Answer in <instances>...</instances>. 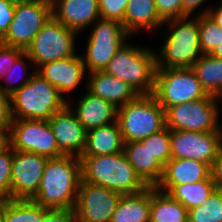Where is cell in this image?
<instances>
[{
  "label": "cell",
  "instance_id": "obj_7",
  "mask_svg": "<svg viewBox=\"0 0 222 222\" xmlns=\"http://www.w3.org/2000/svg\"><path fill=\"white\" fill-rule=\"evenodd\" d=\"M153 95L164 108L207 97L192 68L156 69Z\"/></svg>",
  "mask_w": 222,
  "mask_h": 222
},
{
  "label": "cell",
  "instance_id": "obj_3",
  "mask_svg": "<svg viewBox=\"0 0 222 222\" xmlns=\"http://www.w3.org/2000/svg\"><path fill=\"white\" fill-rule=\"evenodd\" d=\"M13 120H49L68 105L59 90L35 72L32 79L10 95Z\"/></svg>",
  "mask_w": 222,
  "mask_h": 222
},
{
  "label": "cell",
  "instance_id": "obj_40",
  "mask_svg": "<svg viewBox=\"0 0 222 222\" xmlns=\"http://www.w3.org/2000/svg\"><path fill=\"white\" fill-rule=\"evenodd\" d=\"M43 222H75V213L71 209H49L45 207Z\"/></svg>",
  "mask_w": 222,
  "mask_h": 222
},
{
  "label": "cell",
  "instance_id": "obj_8",
  "mask_svg": "<svg viewBox=\"0 0 222 222\" xmlns=\"http://www.w3.org/2000/svg\"><path fill=\"white\" fill-rule=\"evenodd\" d=\"M217 97L208 95L205 98L176 104L165 109V125L170 130L196 132H222L219 126V109Z\"/></svg>",
  "mask_w": 222,
  "mask_h": 222
},
{
  "label": "cell",
  "instance_id": "obj_35",
  "mask_svg": "<svg viewBox=\"0 0 222 222\" xmlns=\"http://www.w3.org/2000/svg\"><path fill=\"white\" fill-rule=\"evenodd\" d=\"M24 58V59H23ZM25 58L26 59H28L29 61H31V59H30V57H29V55H27L25 52L16 60V62L14 63V66H13V68L9 71V73H7V75L5 76V78L3 79V80H6V82H11V84L12 83H14L15 81H13V78H11L12 77V75H13V77H15L14 75H15V71L17 72L18 70H17V68L18 67H20L21 66V68L22 69H24V67L25 68H28L27 66H29V65H27L26 63H25ZM20 65V66H19ZM36 72V69H35V71L32 73V74H30L29 76H27L26 78H24V75L23 76H21V74L19 75V77H18V80H20V79H22V82L21 83H19L18 85H13V86H11L10 84L9 85H1L2 83H0V92H2V93H4V94H8L9 96L12 94V93H14L16 90H18L20 87H22L23 85H25V84H27L31 79H32V76H33V74ZM17 75V74H16ZM18 76V75H17ZM11 80H10V79ZM10 80V81H9Z\"/></svg>",
  "mask_w": 222,
  "mask_h": 222
},
{
  "label": "cell",
  "instance_id": "obj_38",
  "mask_svg": "<svg viewBox=\"0 0 222 222\" xmlns=\"http://www.w3.org/2000/svg\"><path fill=\"white\" fill-rule=\"evenodd\" d=\"M16 0H0V40L9 30L13 20Z\"/></svg>",
  "mask_w": 222,
  "mask_h": 222
},
{
  "label": "cell",
  "instance_id": "obj_22",
  "mask_svg": "<svg viewBox=\"0 0 222 222\" xmlns=\"http://www.w3.org/2000/svg\"><path fill=\"white\" fill-rule=\"evenodd\" d=\"M123 151L136 174L147 186L156 187L160 182L164 166L153 156L141 141L124 143Z\"/></svg>",
  "mask_w": 222,
  "mask_h": 222
},
{
  "label": "cell",
  "instance_id": "obj_27",
  "mask_svg": "<svg viewBox=\"0 0 222 222\" xmlns=\"http://www.w3.org/2000/svg\"><path fill=\"white\" fill-rule=\"evenodd\" d=\"M150 222H188V210L168 193L151 186Z\"/></svg>",
  "mask_w": 222,
  "mask_h": 222
},
{
  "label": "cell",
  "instance_id": "obj_44",
  "mask_svg": "<svg viewBox=\"0 0 222 222\" xmlns=\"http://www.w3.org/2000/svg\"><path fill=\"white\" fill-rule=\"evenodd\" d=\"M8 146V133L0 132V152Z\"/></svg>",
  "mask_w": 222,
  "mask_h": 222
},
{
  "label": "cell",
  "instance_id": "obj_21",
  "mask_svg": "<svg viewBox=\"0 0 222 222\" xmlns=\"http://www.w3.org/2000/svg\"><path fill=\"white\" fill-rule=\"evenodd\" d=\"M74 111L86 131L115 122L117 118L115 106L88 91L80 98Z\"/></svg>",
  "mask_w": 222,
  "mask_h": 222
},
{
  "label": "cell",
  "instance_id": "obj_31",
  "mask_svg": "<svg viewBox=\"0 0 222 222\" xmlns=\"http://www.w3.org/2000/svg\"><path fill=\"white\" fill-rule=\"evenodd\" d=\"M198 27L202 54H212L222 43V28L207 15L198 16Z\"/></svg>",
  "mask_w": 222,
  "mask_h": 222
},
{
  "label": "cell",
  "instance_id": "obj_12",
  "mask_svg": "<svg viewBox=\"0 0 222 222\" xmlns=\"http://www.w3.org/2000/svg\"><path fill=\"white\" fill-rule=\"evenodd\" d=\"M8 145L15 151L31 152L47 158L64 156L59 150L48 120H13Z\"/></svg>",
  "mask_w": 222,
  "mask_h": 222
},
{
  "label": "cell",
  "instance_id": "obj_23",
  "mask_svg": "<svg viewBox=\"0 0 222 222\" xmlns=\"http://www.w3.org/2000/svg\"><path fill=\"white\" fill-rule=\"evenodd\" d=\"M124 142L118 122L87 131L86 146L82 156H104L123 152Z\"/></svg>",
  "mask_w": 222,
  "mask_h": 222
},
{
  "label": "cell",
  "instance_id": "obj_18",
  "mask_svg": "<svg viewBox=\"0 0 222 222\" xmlns=\"http://www.w3.org/2000/svg\"><path fill=\"white\" fill-rule=\"evenodd\" d=\"M52 15L64 26L81 32L101 18L98 0H51Z\"/></svg>",
  "mask_w": 222,
  "mask_h": 222
},
{
  "label": "cell",
  "instance_id": "obj_28",
  "mask_svg": "<svg viewBox=\"0 0 222 222\" xmlns=\"http://www.w3.org/2000/svg\"><path fill=\"white\" fill-rule=\"evenodd\" d=\"M45 207L32 200L7 199L0 208L2 222H43Z\"/></svg>",
  "mask_w": 222,
  "mask_h": 222
},
{
  "label": "cell",
  "instance_id": "obj_1",
  "mask_svg": "<svg viewBox=\"0 0 222 222\" xmlns=\"http://www.w3.org/2000/svg\"><path fill=\"white\" fill-rule=\"evenodd\" d=\"M82 180L80 157L48 159L36 195L31 199L49 209L74 210Z\"/></svg>",
  "mask_w": 222,
  "mask_h": 222
},
{
  "label": "cell",
  "instance_id": "obj_26",
  "mask_svg": "<svg viewBox=\"0 0 222 222\" xmlns=\"http://www.w3.org/2000/svg\"><path fill=\"white\" fill-rule=\"evenodd\" d=\"M162 192L168 193L180 202L187 210L202 205L215 190L216 185L211 175L200 182L178 186H156Z\"/></svg>",
  "mask_w": 222,
  "mask_h": 222
},
{
  "label": "cell",
  "instance_id": "obj_29",
  "mask_svg": "<svg viewBox=\"0 0 222 222\" xmlns=\"http://www.w3.org/2000/svg\"><path fill=\"white\" fill-rule=\"evenodd\" d=\"M191 68L208 94L217 97L222 92V59L202 54Z\"/></svg>",
  "mask_w": 222,
  "mask_h": 222
},
{
  "label": "cell",
  "instance_id": "obj_2",
  "mask_svg": "<svg viewBox=\"0 0 222 222\" xmlns=\"http://www.w3.org/2000/svg\"><path fill=\"white\" fill-rule=\"evenodd\" d=\"M80 162L82 181L121 195L135 194L148 187L136 174L124 151L104 156H81Z\"/></svg>",
  "mask_w": 222,
  "mask_h": 222
},
{
  "label": "cell",
  "instance_id": "obj_42",
  "mask_svg": "<svg viewBox=\"0 0 222 222\" xmlns=\"http://www.w3.org/2000/svg\"><path fill=\"white\" fill-rule=\"evenodd\" d=\"M207 15L210 19H212L219 27L222 28V0L217 9L206 8L204 11L200 12L197 16Z\"/></svg>",
  "mask_w": 222,
  "mask_h": 222
},
{
  "label": "cell",
  "instance_id": "obj_17",
  "mask_svg": "<svg viewBox=\"0 0 222 222\" xmlns=\"http://www.w3.org/2000/svg\"><path fill=\"white\" fill-rule=\"evenodd\" d=\"M85 70L83 58L76 55L44 63L36 72L63 95L76 89L84 77Z\"/></svg>",
  "mask_w": 222,
  "mask_h": 222
},
{
  "label": "cell",
  "instance_id": "obj_43",
  "mask_svg": "<svg viewBox=\"0 0 222 222\" xmlns=\"http://www.w3.org/2000/svg\"><path fill=\"white\" fill-rule=\"evenodd\" d=\"M205 0H182V17L192 15V12L195 11Z\"/></svg>",
  "mask_w": 222,
  "mask_h": 222
},
{
  "label": "cell",
  "instance_id": "obj_19",
  "mask_svg": "<svg viewBox=\"0 0 222 222\" xmlns=\"http://www.w3.org/2000/svg\"><path fill=\"white\" fill-rule=\"evenodd\" d=\"M89 76L87 91L108 101L117 109L139 96L126 82L104 71H93Z\"/></svg>",
  "mask_w": 222,
  "mask_h": 222
},
{
  "label": "cell",
  "instance_id": "obj_41",
  "mask_svg": "<svg viewBox=\"0 0 222 222\" xmlns=\"http://www.w3.org/2000/svg\"><path fill=\"white\" fill-rule=\"evenodd\" d=\"M211 177L217 189H222V147L211 165Z\"/></svg>",
  "mask_w": 222,
  "mask_h": 222
},
{
  "label": "cell",
  "instance_id": "obj_46",
  "mask_svg": "<svg viewBox=\"0 0 222 222\" xmlns=\"http://www.w3.org/2000/svg\"><path fill=\"white\" fill-rule=\"evenodd\" d=\"M217 100L219 101V100H222V92L217 96ZM220 103H222V102H220Z\"/></svg>",
  "mask_w": 222,
  "mask_h": 222
},
{
  "label": "cell",
  "instance_id": "obj_14",
  "mask_svg": "<svg viewBox=\"0 0 222 222\" xmlns=\"http://www.w3.org/2000/svg\"><path fill=\"white\" fill-rule=\"evenodd\" d=\"M172 158L193 159L210 167L222 147V132L170 130Z\"/></svg>",
  "mask_w": 222,
  "mask_h": 222
},
{
  "label": "cell",
  "instance_id": "obj_9",
  "mask_svg": "<svg viewBox=\"0 0 222 222\" xmlns=\"http://www.w3.org/2000/svg\"><path fill=\"white\" fill-rule=\"evenodd\" d=\"M77 31L61 24L53 15L25 50L38 68L44 63L76 56L75 37Z\"/></svg>",
  "mask_w": 222,
  "mask_h": 222
},
{
  "label": "cell",
  "instance_id": "obj_16",
  "mask_svg": "<svg viewBox=\"0 0 222 222\" xmlns=\"http://www.w3.org/2000/svg\"><path fill=\"white\" fill-rule=\"evenodd\" d=\"M69 104L68 102L64 109L54 113L48 122L59 150L64 155L81 157L86 146L87 131Z\"/></svg>",
  "mask_w": 222,
  "mask_h": 222
},
{
  "label": "cell",
  "instance_id": "obj_36",
  "mask_svg": "<svg viewBox=\"0 0 222 222\" xmlns=\"http://www.w3.org/2000/svg\"><path fill=\"white\" fill-rule=\"evenodd\" d=\"M25 50L5 45L0 42V78L4 79L7 73L13 68L16 60Z\"/></svg>",
  "mask_w": 222,
  "mask_h": 222
},
{
  "label": "cell",
  "instance_id": "obj_37",
  "mask_svg": "<svg viewBox=\"0 0 222 222\" xmlns=\"http://www.w3.org/2000/svg\"><path fill=\"white\" fill-rule=\"evenodd\" d=\"M159 18L165 22L182 18V0H155Z\"/></svg>",
  "mask_w": 222,
  "mask_h": 222
},
{
  "label": "cell",
  "instance_id": "obj_39",
  "mask_svg": "<svg viewBox=\"0 0 222 222\" xmlns=\"http://www.w3.org/2000/svg\"><path fill=\"white\" fill-rule=\"evenodd\" d=\"M12 122L10 96L0 92V132L9 133Z\"/></svg>",
  "mask_w": 222,
  "mask_h": 222
},
{
  "label": "cell",
  "instance_id": "obj_47",
  "mask_svg": "<svg viewBox=\"0 0 222 222\" xmlns=\"http://www.w3.org/2000/svg\"><path fill=\"white\" fill-rule=\"evenodd\" d=\"M3 201H4V199L0 196V208H1Z\"/></svg>",
  "mask_w": 222,
  "mask_h": 222
},
{
  "label": "cell",
  "instance_id": "obj_33",
  "mask_svg": "<svg viewBox=\"0 0 222 222\" xmlns=\"http://www.w3.org/2000/svg\"><path fill=\"white\" fill-rule=\"evenodd\" d=\"M13 149L8 145L0 152V196L11 199V171H12Z\"/></svg>",
  "mask_w": 222,
  "mask_h": 222
},
{
  "label": "cell",
  "instance_id": "obj_10",
  "mask_svg": "<svg viewBox=\"0 0 222 222\" xmlns=\"http://www.w3.org/2000/svg\"><path fill=\"white\" fill-rule=\"evenodd\" d=\"M51 16V0H16L13 20L0 42L26 50Z\"/></svg>",
  "mask_w": 222,
  "mask_h": 222
},
{
  "label": "cell",
  "instance_id": "obj_20",
  "mask_svg": "<svg viewBox=\"0 0 222 222\" xmlns=\"http://www.w3.org/2000/svg\"><path fill=\"white\" fill-rule=\"evenodd\" d=\"M211 175V167L193 159L172 158L164 165V171L157 186H178L197 183Z\"/></svg>",
  "mask_w": 222,
  "mask_h": 222
},
{
  "label": "cell",
  "instance_id": "obj_11",
  "mask_svg": "<svg viewBox=\"0 0 222 222\" xmlns=\"http://www.w3.org/2000/svg\"><path fill=\"white\" fill-rule=\"evenodd\" d=\"M93 24L85 57L82 56L89 72L103 71L115 53L127 42V37H130L119 22L99 18Z\"/></svg>",
  "mask_w": 222,
  "mask_h": 222
},
{
  "label": "cell",
  "instance_id": "obj_13",
  "mask_svg": "<svg viewBox=\"0 0 222 222\" xmlns=\"http://www.w3.org/2000/svg\"><path fill=\"white\" fill-rule=\"evenodd\" d=\"M120 197L118 192L81 180L75 222H110Z\"/></svg>",
  "mask_w": 222,
  "mask_h": 222
},
{
  "label": "cell",
  "instance_id": "obj_5",
  "mask_svg": "<svg viewBox=\"0 0 222 222\" xmlns=\"http://www.w3.org/2000/svg\"><path fill=\"white\" fill-rule=\"evenodd\" d=\"M150 49L124 44L103 70L130 85L139 95L154 92L156 56Z\"/></svg>",
  "mask_w": 222,
  "mask_h": 222
},
{
  "label": "cell",
  "instance_id": "obj_15",
  "mask_svg": "<svg viewBox=\"0 0 222 222\" xmlns=\"http://www.w3.org/2000/svg\"><path fill=\"white\" fill-rule=\"evenodd\" d=\"M49 158L13 150L11 199L31 200L37 193Z\"/></svg>",
  "mask_w": 222,
  "mask_h": 222
},
{
  "label": "cell",
  "instance_id": "obj_32",
  "mask_svg": "<svg viewBox=\"0 0 222 222\" xmlns=\"http://www.w3.org/2000/svg\"><path fill=\"white\" fill-rule=\"evenodd\" d=\"M140 141L163 166L172 159L171 135L167 127Z\"/></svg>",
  "mask_w": 222,
  "mask_h": 222
},
{
  "label": "cell",
  "instance_id": "obj_34",
  "mask_svg": "<svg viewBox=\"0 0 222 222\" xmlns=\"http://www.w3.org/2000/svg\"><path fill=\"white\" fill-rule=\"evenodd\" d=\"M129 0H98L101 18L119 22L124 27V14Z\"/></svg>",
  "mask_w": 222,
  "mask_h": 222
},
{
  "label": "cell",
  "instance_id": "obj_25",
  "mask_svg": "<svg viewBox=\"0 0 222 222\" xmlns=\"http://www.w3.org/2000/svg\"><path fill=\"white\" fill-rule=\"evenodd\" d=\"M163 24L155 0H129L124 14V28L130 36L140 29L151 31Z\"/></svg>",
  "mask_w": 222,
  "mask_h": 222
},
{
  "label": "cell",
  "instance_id": "obj_45",
  "mask_svg": "<svg viewBox=\"0 0 222 222\" xmlns=\"http://www.w3.org/2000/svg\"><path fill=\"white\" fill-rule=\"evenodd\" d=\"M211 55L222 59V43L220 44V46L217 47V49Z\"/></svg>",
  "mask_w": 222,
  "mask_h": 222
},
{
  "label": "cell",
  "instance_id": "obj_6",
  "mask_svg": "<svg viewBox=\"0 0 222 222\" xmlns=\"http://www.w3.org/2000/svg\"><path fill=\"white\" fill-rule=\"evenodd\" d=\"M116 121L124 143L140 141L166 127L165 110L153 94L139 95L118 108Z\"/></svg>",
  "mask_w": 222,
  "mask_h": 222
},
{
  "label": "cell",
  "instance_id": "obj_24",
  "mask_svg": "<svg viewBox=\"0 0 222 222\" xmlns=\"http://www.w3.org/2000/svg\"><path fill=\"white\" fill-rule=\"evenodd\" d=\"M151 186L121 195L110 222H150Z\"/></svg>",
  "mask_w": 222,
  "mask_h": 222
},
{
  "label": "cell",
  "instance_id": "obj_4",
  "mask_svg": "<svg viewBox=\"0 0 222 222\" xmlns=\"http://www.w3.org/2000/svg\"><path fill=\"white\" fill-rule=\"evenodd\" d=\"M188 16L164 22L170 25L171 32L167 35L161 49L155 54L156 69L191 68L202 55L198 16ZM159 53V54H158Z\"/></svg>",
  "mask_w": 222,
  "mask_h": 222
},
{
  "label": "cell",
  "instance_id": "obj_30",
  "mask_svg": "<svg viewBox=\"0 0 222 222\" xmlns=\"http://www.w3.org/2000/svg\"><path fill=\"white\" fill-rule=\"evenodd\" d=\"M188 222H222V189L216 188L202 205L188 210Z\"/></svg>",
  "mask_w": 222,
  "mask_h": 222
}]
</instances>
